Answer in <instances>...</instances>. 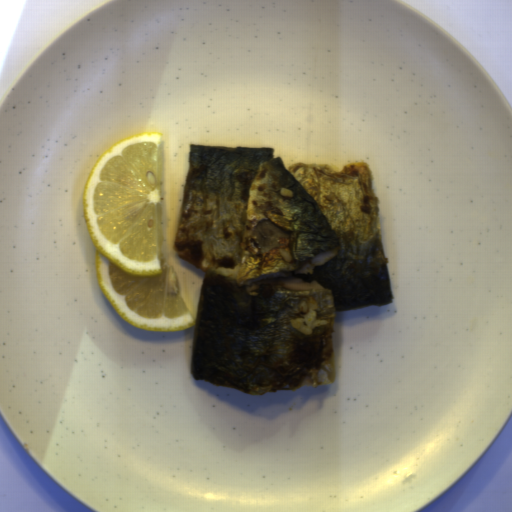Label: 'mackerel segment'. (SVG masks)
I'll list each match as a JSON object with an SVG mask.
<instances>
[{"mask_svg": "<svg viewBox=\"0 0 512 512\" xmlns=\"http://www.w3.org/2000/svg\"><path fill=\"white\" fill-rule=\"evenodd\" d=\"M190 144L175 255L201 269L190 373L250 395L335 382L337 312L394 296L365 161Z\"/></svg>", "mask_w": 512, "mask_h": 512, "instance_id": "obj_1", "label": "mackerel segment"}]
</instances>
